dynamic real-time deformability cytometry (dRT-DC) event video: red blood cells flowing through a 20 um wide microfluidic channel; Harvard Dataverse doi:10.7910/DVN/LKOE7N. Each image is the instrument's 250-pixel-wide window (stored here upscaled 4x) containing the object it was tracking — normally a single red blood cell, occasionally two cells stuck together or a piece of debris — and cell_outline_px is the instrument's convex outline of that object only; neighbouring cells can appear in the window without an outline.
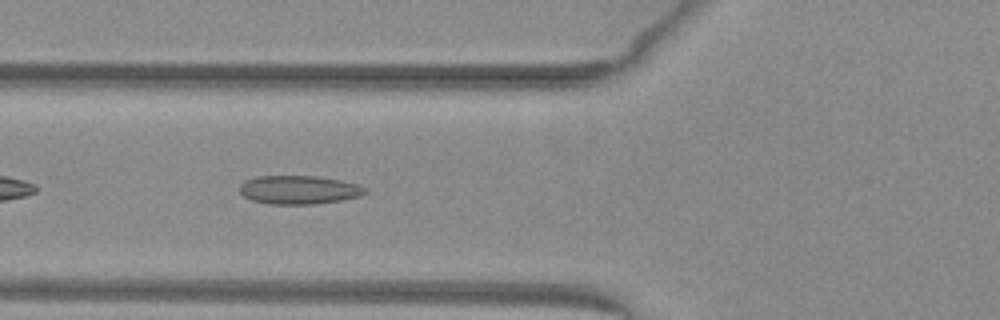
{"species": "common noctule bat (a hibernating species)", "species_latin": "Nyctalus noctula", "temperature_condition": "warm", "stored_images_in_passage": 33, "camera_frame_rate_fps": 3000, "um_per_image_px": 0.085, "animal": {"sex": "female", "body_mass_g": 29.2, "forearm_length_mm": 56.3}, "frame": {"image": 1, "passage_image": 5, "time_ms": 1.333, "image_size_px": [1000, 320], "cell_outline_px": [[368, 192], [360, 196], [340, 200], [312, 204], [268, 204], [252, 200], [244, 196], [240, 192], [240, 184], [244, 180], [256, 176], [316, 176], [340, 180], [356, 184], [368, 188]], "centroid_in_image_um": [25.4, 16.13], "position_along_channel_um": 100.4, "area_um2": 20.92}}
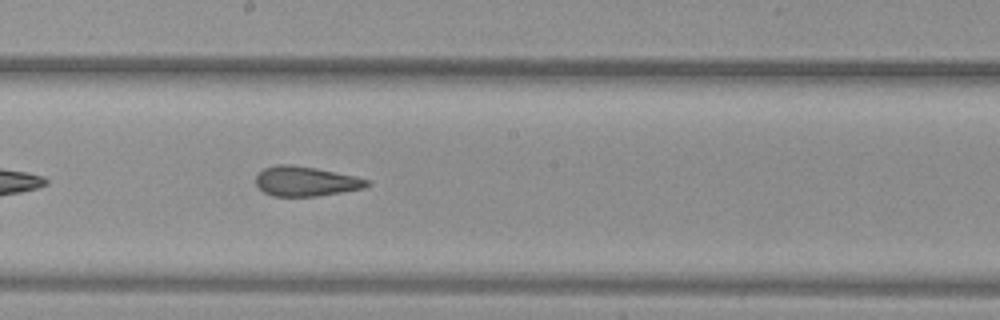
{"frame": {"image": 2, "passage_image": 14, "time_ms": 4.333, "image_size_px": [1000, 320], "cell_outline_px": [[372, 184], [364, 188], [316, 196], [272, 196], [264, 192], [256, 184], [256, 176], [264, 168], [276, 164], [292, 164], [316, 168], [372, 180]], "centroid_in_image_um": [26.0, 15.4], "position_along_channel_um": 222.2, "area_um2": 19.25}}
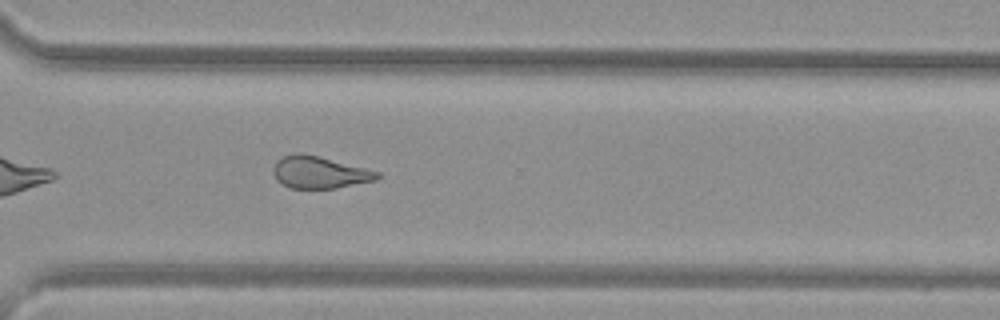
{"frame": {"image": 3, "passage_image": 23, "time_ms": 7.333, "image_size_px": [1000, 320], "cell_outline_px": [[380, 176], [376, 180], [336, 188], [292, 188], [280, 184], [276, 180], [272, 172], [272, 168], [276, 160], [284, 156], [296, 152], [300, 152], [320, 156], [380, 172]], "centroid_in_image_um": [27.11, 14.64], "position_along_channel_um": 343.5, "area_um2": 19.59}, "authors_computed_cell_mechanics": {"area_um2": 19.941, "velocity_mm_per_s": 4.06, "shape_relaxation_time_tau1_ms": null, "shape_relaxation_time_tau2_ms": 1.7459, "deformation_change_tau1": null, "deformation_change_tau2": 0.0835}}